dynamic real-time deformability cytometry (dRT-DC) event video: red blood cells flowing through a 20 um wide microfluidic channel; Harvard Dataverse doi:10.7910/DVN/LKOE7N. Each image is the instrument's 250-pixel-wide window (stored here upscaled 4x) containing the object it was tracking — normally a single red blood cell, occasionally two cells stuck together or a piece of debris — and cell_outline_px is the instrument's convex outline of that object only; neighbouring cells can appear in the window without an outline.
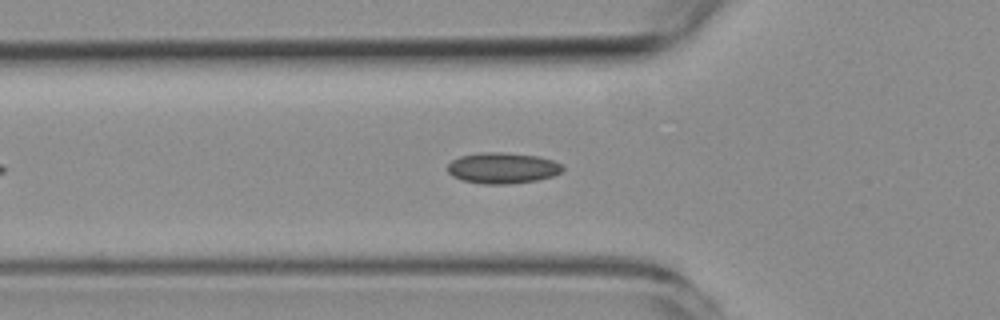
{"species": "common noctule bat (a hibernating species)", "species_latin": "Nyctalus noctula", "temperature_condition": "room temperature", "stored_images_in_passage": 19, "camera_frame_rate_fps": 3000, "um_per_image_px": 0.085, "animal": {"sex": "female", "body_mass_g": 19.3, "forearm_length_mm": 54.1}, "frame": {"image": 1, "passage_image": 8, "time_ms": 2.333, "image_size_px": [1000, 320], "cell_outline_px": [[564, 168], [560, 172], [552, 176], [536, 180], [508, 184], [484, 184], [460, 180], [452, 176], [448, 172], [448, 164], [452, 160], [460, 156], [480, 152], [504, 152], [536, 156], [552, 160], [564, 164]], "centroid_in_image_um": [42.7, 14.28], "position_along_channel_um": 83.1, "area_um2": 20.81}}
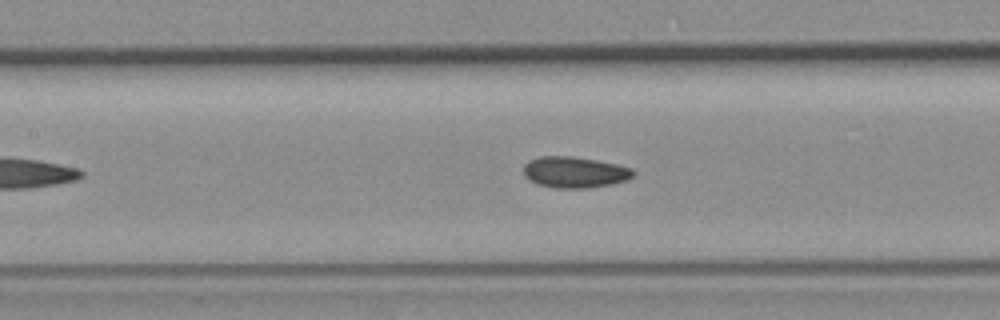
{"frame": {"image": 2, "passage_image": 14, "time_ms": 4.333, "image_size_px": [1000, 320], "cell_outline_px": [[636, 172], [628, 180], [612, 184], [588, 188], [556, 188], [536, 184], [528, 180], [524, 176], [524, 164], [540, 156], [572, 156], [596, 160], [616, 164], [632, 168]], "centroid_in_image_um": [48.85, 14.65], "position_along_channel_um": 158.6, "area_um2": 20.0}}
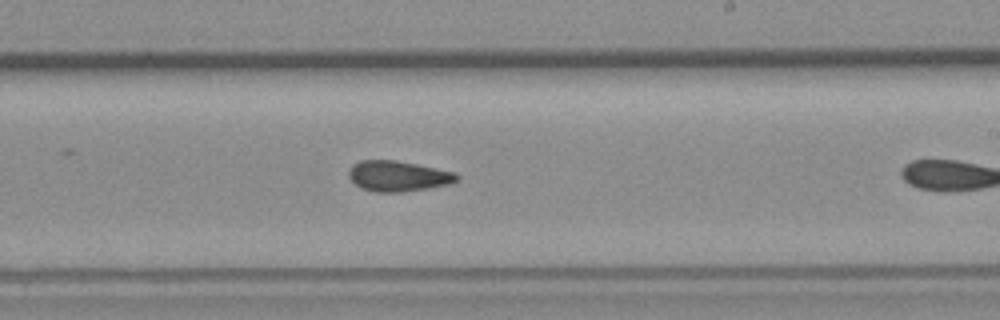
{"frame": {"image": 3, "passage_image": 18, "time_ms": 5.667, "image_size_px": [1000, 320], "cell_outline_px": [[460, 180], [448, 184], [428, 188], [404, 192], [376, 192], [360, 188], [348, 176], [348, 172], [352, 164], [360, 160], [396, 160], [456, 172], [460, 176]], "centroid_in_image_um": [33.84, 14.96], "position_along_channel_um": 255.2, "area_um2": 19.36}}